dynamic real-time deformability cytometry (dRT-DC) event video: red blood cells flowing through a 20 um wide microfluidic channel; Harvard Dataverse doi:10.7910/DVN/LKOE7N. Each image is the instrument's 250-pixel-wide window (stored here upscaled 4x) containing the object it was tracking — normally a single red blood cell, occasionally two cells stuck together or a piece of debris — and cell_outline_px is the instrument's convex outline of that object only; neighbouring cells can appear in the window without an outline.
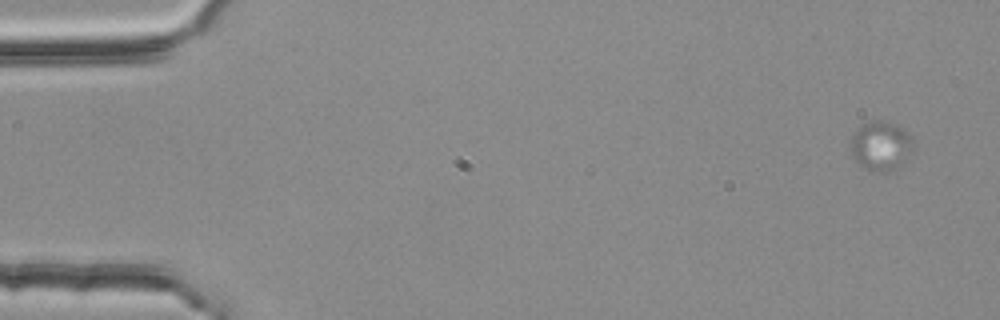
{"species": "common noctule bat (a hibernating species)", "species_latin": "Nyctalus noctula", "temperature_condition": "room temperature", "stored_images_in_passage": 4, "camera_frame_rate_fps": 3000, "um_per_image_px": 0.085, "animal": {"sex": "female", "body_mass_g": 25.1}, "frame": {"image": 1, "passage_image": 1, "time_ms": 0.0, "image_size_px": [1000, 320], "cell_outline_px": [[916, 148], [896, 168], [888, 172], [884, 172], [868, 168], [860, 164], [852, 156], [848, 148], [852, 136], [868, 120], [888, 120], [904, 128], [916, 144]], "centroid_in_image_um": [74.9, 12.35], "position_along_channel_um": 10.1, "area_um2": 18.15}}